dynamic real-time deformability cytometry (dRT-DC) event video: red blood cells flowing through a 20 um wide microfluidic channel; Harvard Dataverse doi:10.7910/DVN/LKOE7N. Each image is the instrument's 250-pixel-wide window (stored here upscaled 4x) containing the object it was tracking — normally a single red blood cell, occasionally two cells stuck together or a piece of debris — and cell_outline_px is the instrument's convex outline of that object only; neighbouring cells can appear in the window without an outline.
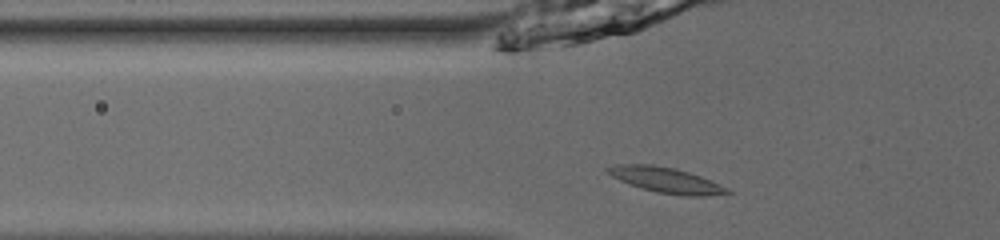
{"species": "common noctule bat (a hibernating species)", "species_latin": "Nyctalus noctula", "temperature_condition": "room temperature", "stored_images_in_passage": 36, "camera_frame_rate_fps": 3000, "um_per_image_px": 0.085, "animal": {"sex": "male", "body_mass_g": 13.0, "forearm_length_mm": 53.1}, "frame": {"image": 1, "passage_image": 3, "time_ms": 0.667, "image_size_px": [1000, 240], "cell_outline_px": [[732, 192], [704, 196], [684, 196], [656, 192], [640, 188], [620, 180], [612, 176], [604, 168], [616, 164], [652, 164], [676, 168], [700, 176], [720, 184], [728, 188]], "centroid_in_image_um": [56.6, 15.3], "position_along_channel_um": 69.2, "area_um2": 17.69}}
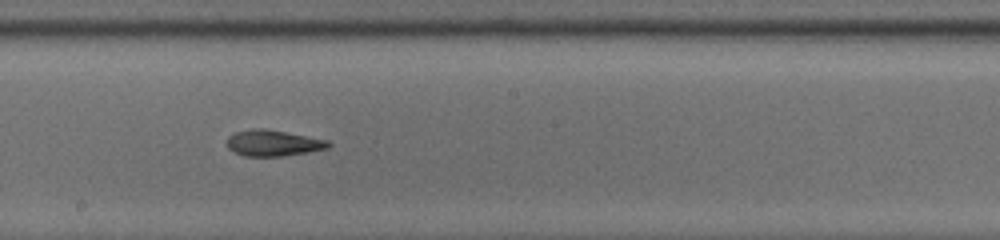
{"frame": {"image": 2, "passage_image": 15, "time_ms": 4.667, "image_size_px": [1000, 240], "cell_outline_px": [[332, 144], [328, 148], [308, 152], [284, 156], [244, 156], [232, 152], [228, 148], [228, 136], [236, 132], [252, 128], [264, 128], [328, 140]], "centroid_in_image_um": [23.21, 12.16], "position_along_channel_um": 225.0, "area_um2": 15.43}}
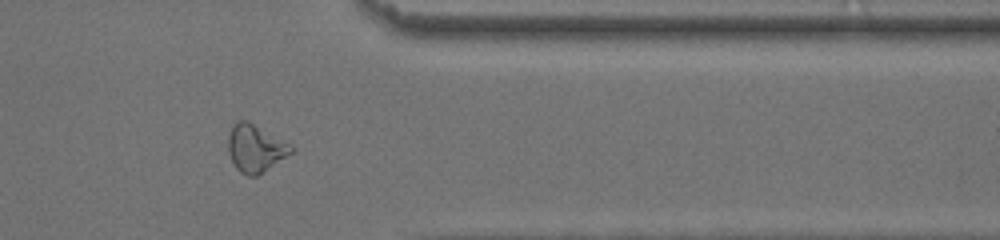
{"frame": {"image": 3, "passage_image": 28, "time_ms": 9.0, "image_size_px": [1000, 240], "cell_outline_px": [[292, 152], [256, 176], [248, 176], [240, 172], [236, 168], [228, 152], [228, 136], [232, 124], [236, 120], [248, 120], [292, 144]], "centroid_in_image_um": [21.68, 12.56], "position_along_channel_um": 389.7, "area_um2": 17.4}, "authors_computed_cell_mechanics": {"area_um2": 15.895, "velocity_mm_per_s": 3.9208, "shape_relaxation_time_tau1_ms": 5.6394, "shape_relaxation_time_tau2_ms": 2.8516, "deformation_change_tau1": 0.14, "deformation_change_tau2": 0.0941}}